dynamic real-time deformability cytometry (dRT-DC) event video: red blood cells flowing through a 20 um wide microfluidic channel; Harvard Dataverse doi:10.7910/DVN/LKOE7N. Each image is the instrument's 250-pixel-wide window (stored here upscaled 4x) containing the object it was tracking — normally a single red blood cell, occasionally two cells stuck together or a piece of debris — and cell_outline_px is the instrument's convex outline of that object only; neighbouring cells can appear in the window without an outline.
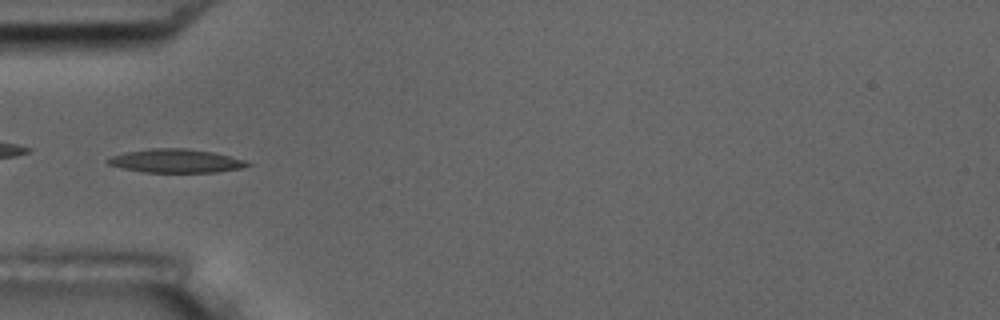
{"species": "common noctule bat (a hibernating species)", "species_latin": "Nyctalus noctula", "temperature_condition": "room temperature", "stored_images_in_passage": 9, "camera_frame_rate_fps": 3000, "um_per_image_px": 0.085, "animal": {"sex": "male", "body_mass_g": 17.5, "forearm_length_mm": 52.3}, "frame": {"image": 1, "passage_image": 6, "time_ms": 5.667, "image_size_px": [1000, 320], "cell_outline_px": [[252, 164], [240, 168], [216, 172], [144, 172], [120, 168], [108, 164], [104, 160], [112, 156], [124, 152], [152, 148], [188, 148], [212, 152], [244, 160]], "centroid_in_image_um": [14.88, 13.67], "position_along_channel_um": 70.1, "area_um2": 19.13}}
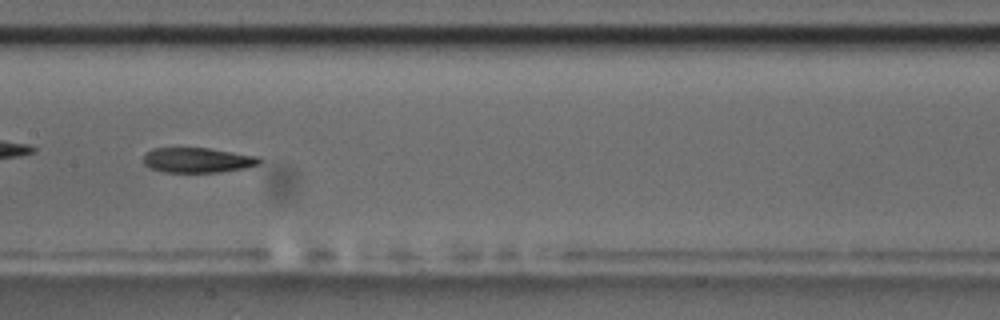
{"frame": {"image": 2, "passage_image": 9, "time_ms": 9.0, "image_size_px": [1000, 320], "cell_outline_px": [[264, 160], [260, 164], [244, 168], [220, 172], [164, 172], [152, 168], [144, 164], [144, 156], [152, 148], [208, 148], [260, 156]], "centroid_in_image_um": [16.86, 13.61], "position_along_channel_um": 190.5, "area_um2": 16.94}}